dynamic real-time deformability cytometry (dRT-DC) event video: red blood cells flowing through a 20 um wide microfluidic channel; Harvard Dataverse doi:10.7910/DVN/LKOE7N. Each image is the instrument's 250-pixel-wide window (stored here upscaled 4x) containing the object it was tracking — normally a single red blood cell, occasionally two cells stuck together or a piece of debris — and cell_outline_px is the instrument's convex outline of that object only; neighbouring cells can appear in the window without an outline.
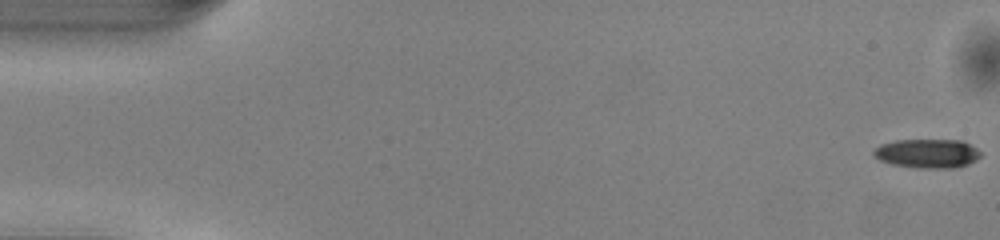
{"species": "common noctule bat (a hibernating species)", "species_latin": "Nyctalus noctula", "temperature_condition": "warm", "stored_images_in_passage": 51, "camera_frame_rate_fps": 3000, "um_per_image_px": 0.085, "animal": {"sex": "male", "body_mass_g": 13.0, "forearm_length_mm": 53.1}, "frame": {"image": 1, "passage_image": 1, "time_ms": 0.0, "image_size_px": [1000, 240], "cell_outline_px": [[980, 156], [976, 160], [968, 164], [956, 168], [916, 168], [892, 164], [880, 160], [872, 156], [872, 152], [880, 144], [896, 140], [960, 140], [976, 148], [980, 152]], "centroid_in_image_um": [78.8, 13.05], "position_along_channel_um": 6.2, "area_um2": 18.15}}
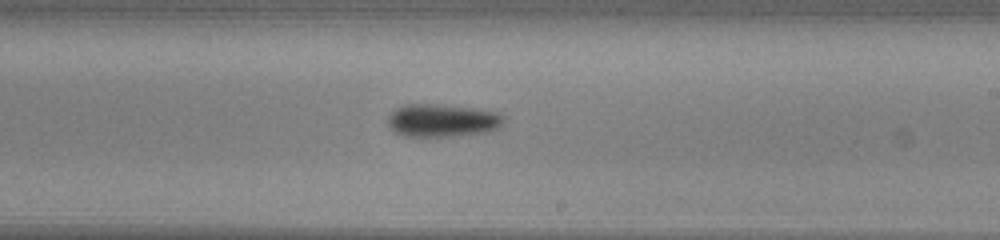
{"frame": {"image": 2, "passage_image": 30, "time_ms": 9.667, "image_size_px": [1000, 240], "cell_outline_px": [[504, 120], [496, 128], [484, 132], [452, 136], [404, 136], [396, 132], [388, 124], [388, 116], [396, 108], [404, 104], [432, 104], [472, 108], [496, 112], [504, 116]], "centroid_in_image_um": [37.55, 10.23], "position_along_channel_um": 251.4, "area_um2": 21.79}}
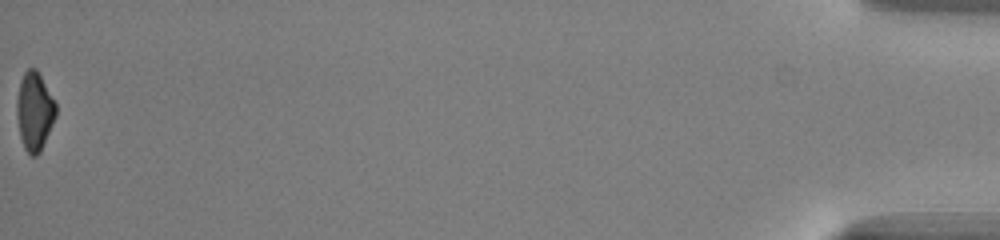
{"frame": {"image": 3, "passage_image": 51, "time_ms": 16.667, "image_size_px": [1000, 240], "cell_outline_px": [[56, 116], [40, 152], [36, 156], [32, 156], [24, 148], [20, 136], [16, 112], [16, 100], [20, 80], [24, 72], [28, 68], [36, 68], [56, 104]], "centroid_in_image_um": [2.91, 9.45], "position_along_channel_um": 432.3, "area_um2": 17.74}, "authors_computed_cell_mechanics": {"area_um2": 19.941, "velocity_mm_per_s": 4.1015, "shape_relaxation_time_tau1_ms": 2.5335, "shape_relaxation_time_tau2_ms": null, "deformation_change_tau1": 0.1145, "deformation_change_tau2": null}}